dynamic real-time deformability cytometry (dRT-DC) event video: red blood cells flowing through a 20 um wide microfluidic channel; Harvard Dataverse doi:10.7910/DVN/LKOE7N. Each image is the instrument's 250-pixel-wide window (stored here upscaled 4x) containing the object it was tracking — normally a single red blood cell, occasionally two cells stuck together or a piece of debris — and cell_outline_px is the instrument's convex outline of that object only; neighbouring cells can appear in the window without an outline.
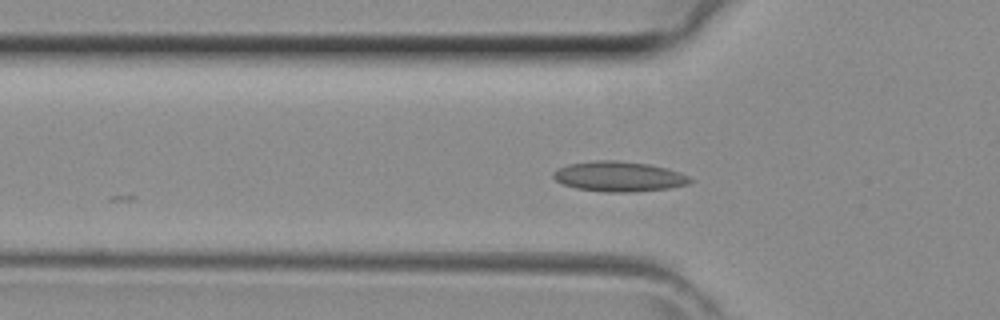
{"species": "common noctule bat (a hibernating species)", "species_latin": "Nyctalus noctula", "temperature_condition": "room temperature", "stored_images_in_passage": 14, "camera_frame_rate_fps": 3000, "um_per_image_px": 0.085, "animal": {"sex": "female", "body_mass_g": 29.2, "forearm_length_mm": 56.3}, "frame": {"image": 1, "passage_image": 2, "time_ms": 0.333, "image_size_px": [1000, 320], "cell_outline_px": [[692, 180], [688, 184], [672, 188], [628, 192], [604, 192], [576, 188], [564, 184], [556, 180], [552, 176], [552, 172], [556, 168], [568, 164], [592, 160], [616, 160], [648, 164], [668, 168], [680, 172], [688, 176]], "centroid_in_image_um": [52.59, 14.99], "position_along_channel_um": 73.2, "area_um2": 24.16}}
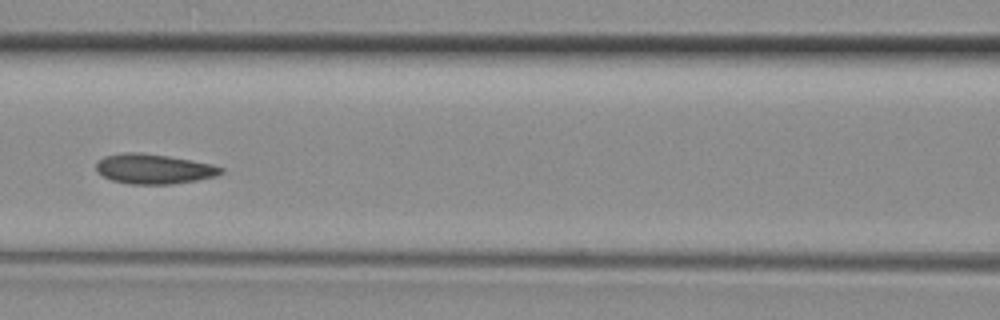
{"frame": {"image": 2, "passage_image": 7, "time_ms": 2.0, "image_size_px": [1000, 320], "cell_outline_px": [[224, 172], [216, 176], [196, 180], [172, 184], [128, 184], [112, 180], [96, 172], [96, 164], [104, 156], [124, 152], [140, 152], [168, 156], [192, 160], [212, 164], [224, 168]], "centroid_in_image_um": [13.08, 14.35], "position_along_channel_um": 153.5, "area_um2": 21.79}}
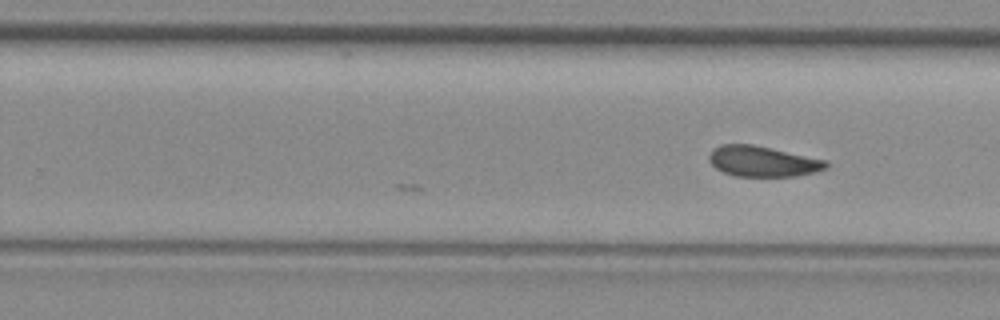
{"frame": {"image": 3, "passage_image": 14, "time_ms": 4.333, "image_size_px": [1000, 320], "cell_outline_px": [[828, 168], [816, 172], [796, 176], [736, 176], [724, 172], [716, 168], [708, 160], [708, 156], [712, 148], [720, 144], [752, 144], [828, 160]], "centroid_in_image_um": [64.83, 13.71], "position_along_channel_um": 265.0, "area_um2": 20.98}}